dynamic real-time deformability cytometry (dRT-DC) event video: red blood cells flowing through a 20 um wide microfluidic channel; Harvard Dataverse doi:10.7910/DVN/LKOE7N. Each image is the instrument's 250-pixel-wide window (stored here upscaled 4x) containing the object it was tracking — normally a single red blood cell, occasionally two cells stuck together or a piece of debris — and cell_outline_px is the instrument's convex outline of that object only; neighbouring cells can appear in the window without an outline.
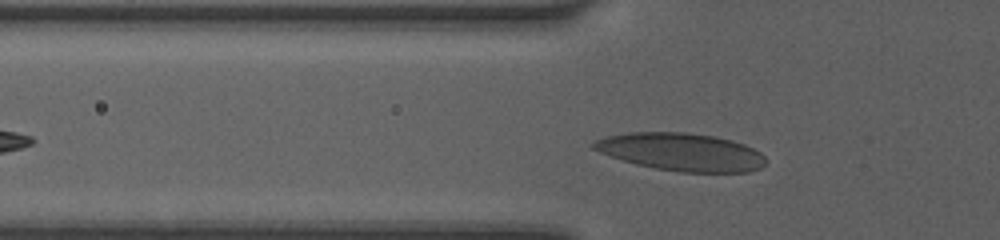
{"species": "human", "species_latin": "Homo sapiens", "temperature_condition": "room temperature", "stored_images_in_passage": 18, "camera_frame_rate_fps": 3000, "um_per_image_px": 0.085, "donor": {"sex": "female"}, "frame": {"image": 1, "passage_image": 3, "time_ms": 0.667, "image_size_px": [1000, 240], "cell_outline_px": [[768, 160], [760, 168], [748, 172], [680, 172], [656, 168], [636, 164], [600, 152], [592, 148], [592, 144], [596, 140], [608, 136], [632, 132], [688, 132], [716, 136], [732, 140], [744, 144], [760, 152]], "centroid_in_image_um": [57.96, 12.91], "position_along_channel_um": 67.8, "area_um2": 37.74}}
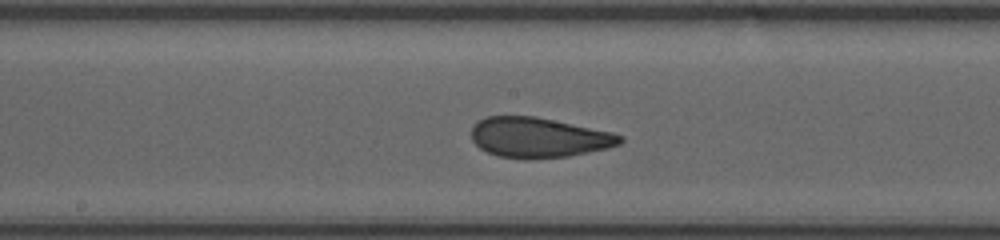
{"frame": {"image": 2, "passage_image": 12, "time_ms": 4.0, "image_size_px": [1000, 240], "cell_outline_px": [[624, 140], [620, 144], [608, 148], [568, 156], [532, 160], [524, 160], [496, 156], [480, 148], [472, 140], [472, 124], [488, 116], [536, 116], [612, 132], [624, 136]], "centroid_in_image_um": [45.78, 11.7], "position_along_channel_um": 202.4, "area_um2": 35.08}}
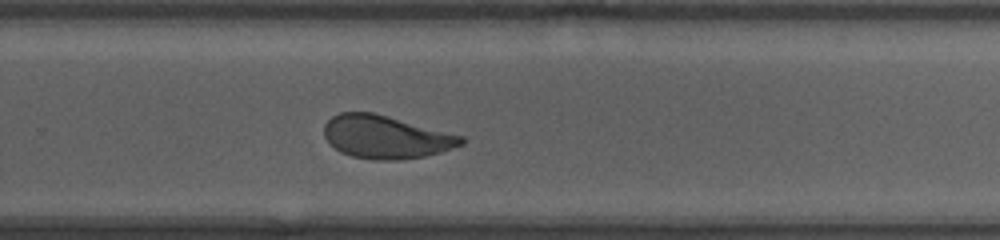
{"frame": {"image": 3, "passage_image": 18, "time_ms": 6.333, "image_size_px": [1000, 240], "cell_outline_px": [[464, 144], [440, 152], [424, 156], [400, 160], [376, 160], [352, 156], [340, 152], [324, 136], [324, 124], [332, 116], [340, 112], [372, 112], [464, 136]], "centroid_in_image_um": [32.79, 11.64], "position_along_channel_um": 297.0, "area_um2": 34.16}}